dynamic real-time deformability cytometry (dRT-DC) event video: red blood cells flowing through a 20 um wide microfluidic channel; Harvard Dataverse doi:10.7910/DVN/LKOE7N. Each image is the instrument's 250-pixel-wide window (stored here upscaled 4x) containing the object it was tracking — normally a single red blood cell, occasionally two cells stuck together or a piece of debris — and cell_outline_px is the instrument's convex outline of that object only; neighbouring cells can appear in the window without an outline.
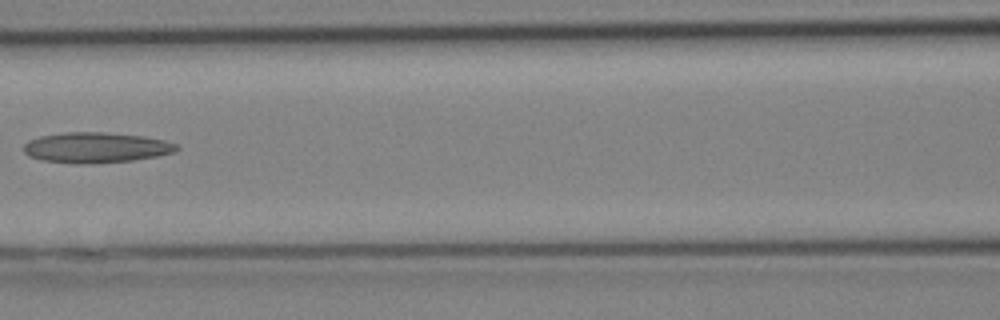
{"species": "Egyptian fruit bat (a non-hibernating species)", "species_latin": "Rousettus aegyptiacus", "temperature_condition": "cold", "stored_images_in_passage": 11, "camera_frame_rate_fps": 3000, "um_per_image_px": 0.085, "animal": {"sex": "female"}, "frame": {"image": 1, "passage_image": 10, "time_ms": 3.0, "image_size_px": [1000, 320], "cell_outline_px": [[180, 148], [176, 152], [156, 156], [132, 160], [92, 164], [76, 164], [40, 160], [28, 156], [24, 152], [24, 144], [28, 140], [40, 136], [64, 132], [104, 132], [144, 136], [164, 140], [176, 144]], "centroid_in_image_um": [8.14, 12.55], "position_along_channel_um": 158.5, "area_um2": 27.4}}